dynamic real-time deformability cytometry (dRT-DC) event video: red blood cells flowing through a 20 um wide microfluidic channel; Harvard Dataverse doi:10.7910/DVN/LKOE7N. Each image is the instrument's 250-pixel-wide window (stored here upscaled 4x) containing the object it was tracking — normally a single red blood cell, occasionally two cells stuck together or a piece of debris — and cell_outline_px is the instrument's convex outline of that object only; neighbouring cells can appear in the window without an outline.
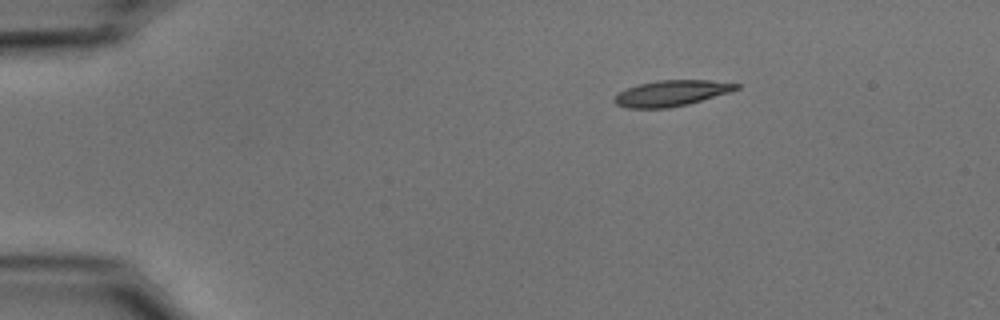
{"species": "common noctule bat (a hibernating species)", "species_latin": "Nyctalus noctula", "temperature_condition": "cold", "stored_images_in_passage": 46, "camera_frame_rate_fps": 3000, "um_per_image_px": 0.085, "animal": {"sex": "male", "body_mass_g": 15.6}, "frame": {"image": 1, "passage_image": 1, "time_ms": 0.0, "image_size_px": [1000, 320], "cell_outline_px": [[740, 88], [728, 92], [688, 104], [668, 108], [628, 108], [616, 104], [612, 100], [620, 92], [636, 84], [656, 80], [708, 80], [740, 84]], "centroid_in_image_um": [57.04, 7.92], "position_along_channel_um": 28.0, "area_um2": 18.21}}
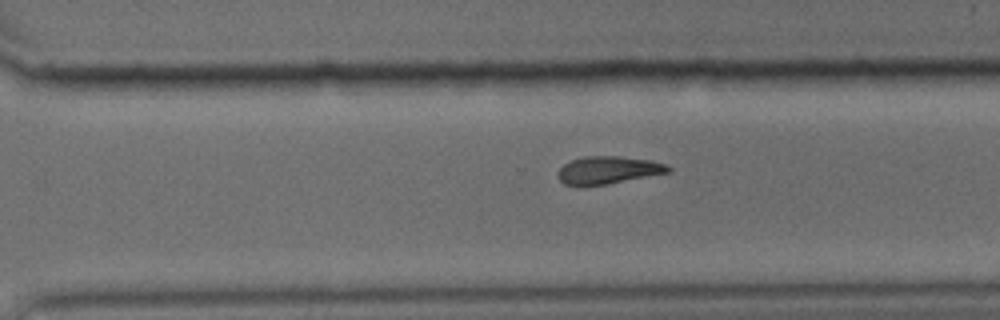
{"frame": {"image": 2, "passage_image": 30, "time_ms": 9.667, "image_size_px": [1000, 320], "cell_outline_px": [[672, 172], [604, 184], [564, 184], [556, 176], [556, 172], [564, 164], [572, 160], [584, 156], [616, 156], [652, 160], [664, 164], [672, 168]], "centroid_in_image_um": [51.71, 14.43], "position_along_channel_um": 318.9, "area_um2": 17.46}}
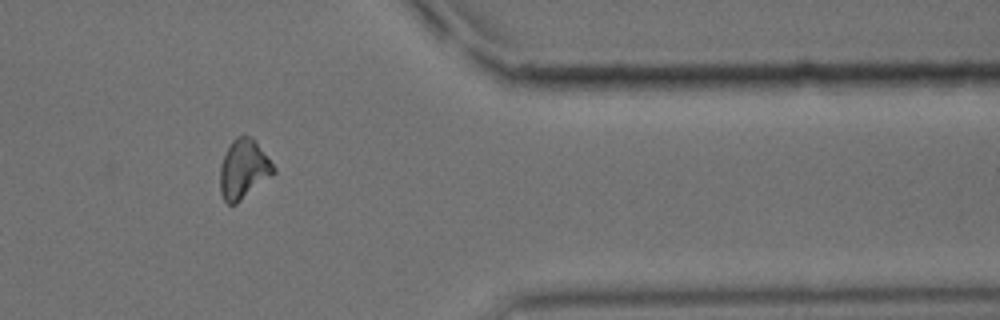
{"frame": {"image": 3, "passage_image": 37, "time_ms": 12.0, "image_size_px": [1000, 320], "cell_outline_px": [[276, 172], [236, 204], [228, 204], [224, 200], [220, 192], [220, 164], [232, 140], [236, 136], [252, 136], [276, 168]], "centroid_in_image_um": [20.7, 14.38], "position_along_channel_um": 390.7, "area_um2": 18.38}}